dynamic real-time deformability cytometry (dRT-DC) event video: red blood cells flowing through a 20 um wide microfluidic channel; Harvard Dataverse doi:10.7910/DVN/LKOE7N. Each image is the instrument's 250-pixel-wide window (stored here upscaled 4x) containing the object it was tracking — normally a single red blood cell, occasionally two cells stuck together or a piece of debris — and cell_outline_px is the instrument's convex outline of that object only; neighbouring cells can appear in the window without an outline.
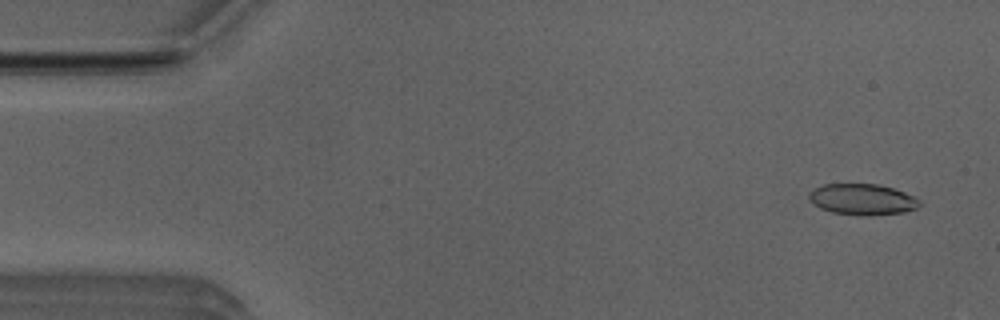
{"species": "Egyptian fruit bat (a non-hibernating species)", "species_latin": "Rousettus aegyptiacus", "temperature_condition": "room temperature", "stored_images_in_passage": 6, "camera_frame_rate_fps": 3000, "um_per_image_px": 0.085, "animal": {"sex": "male"}, "frame": {"image": 1, "passage_image": 1, "time_ms": 0.0, "image_size_px": [1000, 320], "cell_outline_px": [[920, 204], [916, 208], [904, 212], [868, 216], [860, 216], [832, 212], [820, 208], [808, 196], [808, 192], [824, 184], [876, 184], [892, 188], [916, 196], [920, 200]], "centroid_in_image_um": [73.33, 16.95], "position_along_channel_um": 11.7, "area_um2": 19.94}}